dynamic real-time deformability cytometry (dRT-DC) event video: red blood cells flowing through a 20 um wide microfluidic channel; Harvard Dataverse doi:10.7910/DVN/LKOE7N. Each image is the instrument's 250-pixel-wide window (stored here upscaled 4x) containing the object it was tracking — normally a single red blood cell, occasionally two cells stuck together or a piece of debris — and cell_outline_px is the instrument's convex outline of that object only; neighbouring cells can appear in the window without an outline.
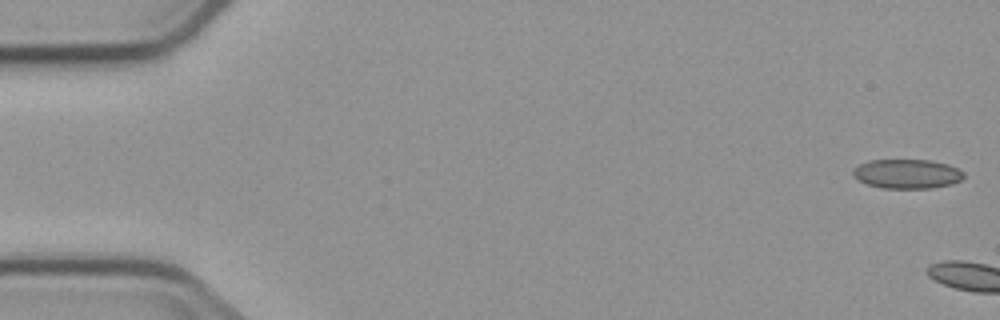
{"species": "common noctule bat (a hibernating species)", "species_latin": "Nyctalus noctula", "temperature_condition": "cold", "stored_images_in_passage": 7, "camera_frame_rate_fps": 3000, "um_per_image_px": 0.085, "animal": {"sex": "male", "body_mass_g": 23.1, "forearm_length_mm": 52.7}, "frame": {"image": 1, "passage_image": 1, "time_ms": 0.0, "image_size_px": [1000, 320], "cell_outline_px": [[964, 176], [960, 180], [952, 184], [932, 188], [880, 188], [856, 180], [852, 176], [852, 172], [860, 164], [868, 160], [928, 160], [948, 164], [964, 172]], "centroid_in_image_um": [77.08, 14.78], "position_along_channel_um": 7.9, "area_um2": 18.96}}
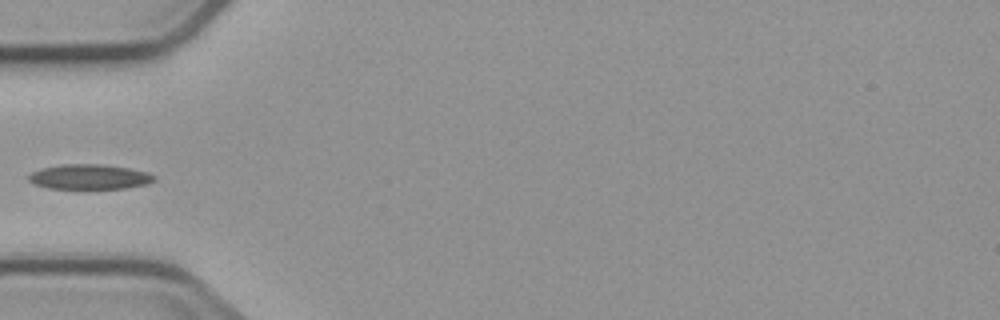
{"frame": {"image": 2, "passage_image": 6, "time_ms": 7.0, "image_size_px": [1000, 320], "cell_outline_px": [[156, 180], [148, 184], [124, 188], [48, 188], [36, 184], [28, 180], [28, 176], [32, 172], [44, 168], [64, 164], [100, 164], [128, 168], [148, 172], [156, 176]], "centroid_in_image_um": [7.65, 15.03], "position_along_channel_um": 77.3, "area_um2": 18.03}}
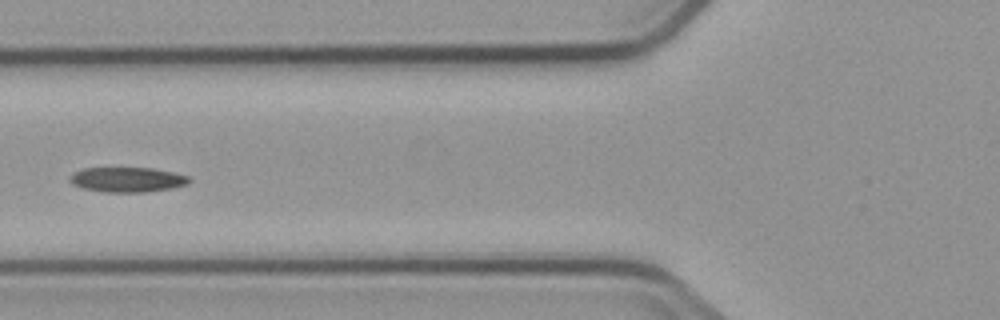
{"frame": {"image": 3, "passage_image": 7, "time_ms": 8.0, "image_size_px": [1000, 320], "cell_outline_px": [[192, 180], [188, 184], [172, 188], [144, 192], [104, 192], [84, 188], [72, 184], [68, 180], [68, 176], [72, 172], [84, 168], [152, 168], [172, 172], [188, 176]], "centroid_in_image_um": [10.79, 15.26], "position_along_channel_um": 115.0, "area_um2": 17.4}}